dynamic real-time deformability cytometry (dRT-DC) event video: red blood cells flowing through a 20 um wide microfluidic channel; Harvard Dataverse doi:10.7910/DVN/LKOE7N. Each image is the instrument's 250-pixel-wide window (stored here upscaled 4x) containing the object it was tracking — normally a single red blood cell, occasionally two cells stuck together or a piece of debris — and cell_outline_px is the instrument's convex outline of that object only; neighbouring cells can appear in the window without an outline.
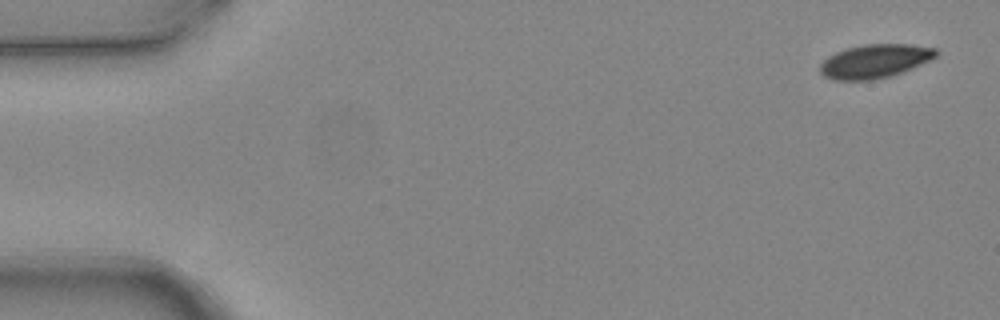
{"species": "common noctule bat (a hibernating species)", "species_latin": "Nyctalus noctula", "temperature_condition": "warm", "stored_images_in_passage": 5, "segment_of_instrument_passage": [2, 2], "camera_frame_rate_fps": 3000, "um_per_image_px": 0.085, "animal": {"sex": "female", "body_mass_g": 24.6, "forearm_length_mm": 56.2}, "frame": {"image": 1, "passage_image": 5, "time_ms": 1.333, "image_size_px": [1000, 320], "cell_outline_px": [[940, 52], [932, 60], [912, 68], [888, 76], [872, 80], [832, 80], [824, 76], [820, 72], [820, 64], [828, 56], [836, 52], [848, 48], [864, 44], [908, 44], [936, 48]], "centroid_in_image_um": [74.37, 5.19], "position_along_channel_um": 10.6, "area_um2": 22.77}}